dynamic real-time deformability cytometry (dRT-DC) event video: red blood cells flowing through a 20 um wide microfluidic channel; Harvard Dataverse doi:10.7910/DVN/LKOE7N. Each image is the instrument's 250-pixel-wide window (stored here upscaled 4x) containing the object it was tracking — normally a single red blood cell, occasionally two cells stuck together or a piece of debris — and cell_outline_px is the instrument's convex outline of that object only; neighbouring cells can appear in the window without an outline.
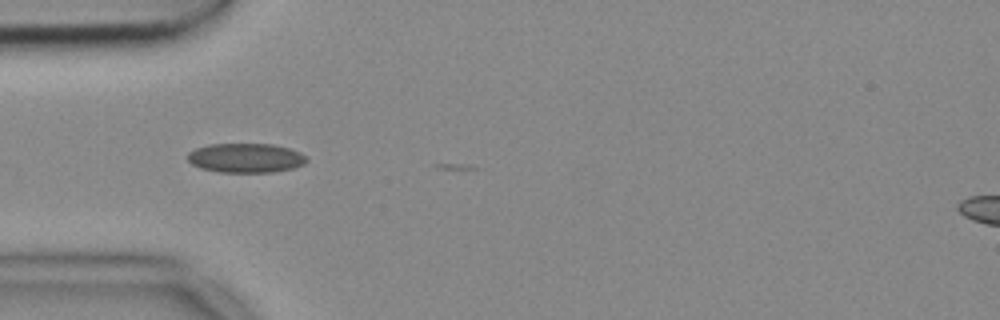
{"species": "common noctule bat (a hibernating species)", "species_latin": "Nyctalus noctula", "temperature_condition": "cold", "stored_images_in_passage": 8, "camera_frame_rate_fps": 3000, "um_per_image_px": 0.085, "animal": {"sex": "female", "body_mass_g": 18.4}, "frame": {"image": 1, "passage_image": 1, "time_ms": 0.0, "image_size_px": [1000, 320], "cell_outline_px": [[308, 160], [304, 164], [292, 168], [272, 172], [220, 172], [200, 168], [192, 164], [188, 160], [188, 152], [196, 148], [208, 144], [272, 144], [288, 148], [300, 152]], "centroid_in_image_um": [20.87, 13.42], "position_along_channel_um": 64.1, "area_um2": 20.29}}
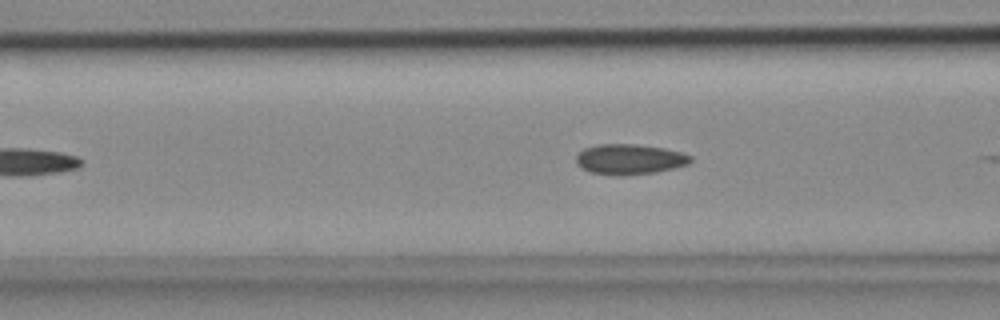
{"frame": {"image": 2, "passage_image": 5, "time_ms": 1.333, "image_size_px": [1000, 320], "cell_outline_px": [[692, 160], [688, 164], [656, 172], [620, 176], [616, 176], [592, 172], [580, 168], [576, 164], [576, 156], [584, 148], [596, 144], [636, 144], [664, 148], [680, 152], [692, 156]], "centroid_in_image_um": [53.48, 13.54], "position_along_channel_um": 113.1, "area_um2": 20.29}}